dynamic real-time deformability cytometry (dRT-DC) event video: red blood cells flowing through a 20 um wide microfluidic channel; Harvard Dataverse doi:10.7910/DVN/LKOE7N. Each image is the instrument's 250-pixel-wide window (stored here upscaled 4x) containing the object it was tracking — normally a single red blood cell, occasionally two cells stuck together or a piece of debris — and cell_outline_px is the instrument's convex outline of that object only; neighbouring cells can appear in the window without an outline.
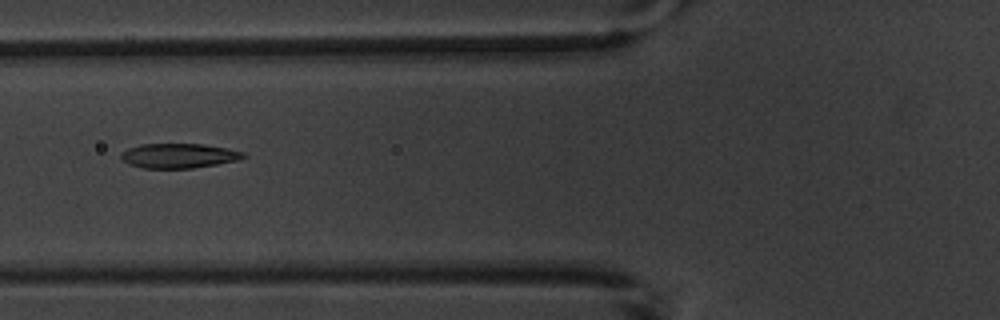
{"species": "common noctule bat (a hibernating species)", "species_latin": "Nyctalus noctula", "temperature_condition": "warm", "stored_images_in_passage": 5, "camera_frame_rate_fps": 3000, "um_per_image_px": 0.085, "animal": {"sex": "male", "body_mass_g": 20.1, "forearm_length_mm": 53.5}, "frame": {"image": 1, "passage_image": 3, "time_ms": 2.333, "image_size_px": [1000, 320], "cell_outline_px": [[248, 156], [236, 160], [216, 164], [192, 168], [140, 168], [128, 164], [120, 156], [128, 148], [140, 144], [204, 144], [228, 148], [244, 152]], "centroid_in_image_um": [15.21, 13.23], "position_along_channel_um": 110.6, "area_um2": 17.51}}
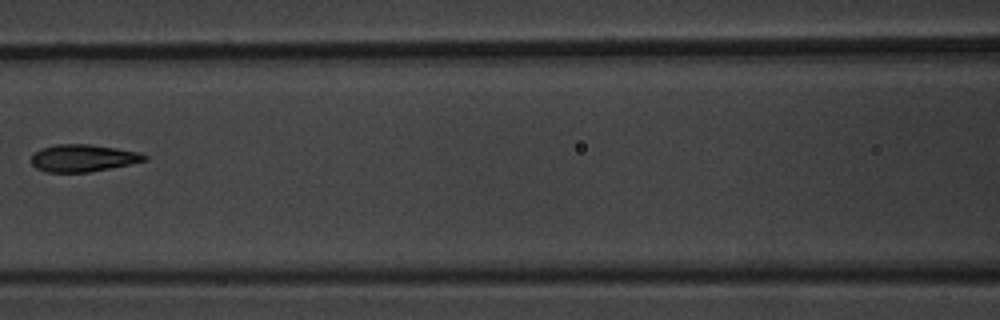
{"frame": {"image": 2, "passage_image": 4, "time_ms": 3.667, "image_size_px": [1000, 320], "cell_outline_px": [[148, 160], [88, 172], [48, 172], [36, 168], [32, 164], [32, 156], [40, 148], [56, 144], [88, 144], [116, 148], [140, 152], [148, 156]], "centroid_in_image_um": [7.06, 13.42], "position_along_channel_um": 159.5, "area_um2": 17.8}}
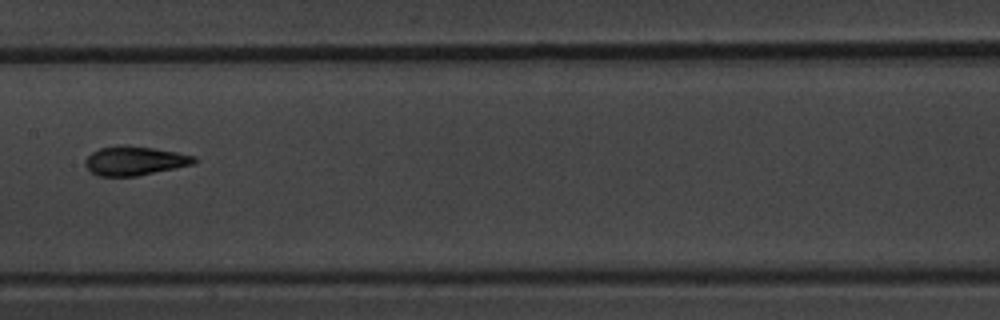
{"frame": {"image": 3, "passage_image": 5, "time_ms": 4.667, "image_size_px": [1000, 320], "cell_outline_px": [[200, 160], [196, 164], [136, 176], [96, 176], [84, 164], [84, 160], [92, 152], [100, 148], [116, 144], [124, 144], [152, 148], [176, 152], [196, 156]], "centroid_in_image_um": [11.47, 13.66], "position_along_channel_um": 195.9, "area_um2": 18.73}}